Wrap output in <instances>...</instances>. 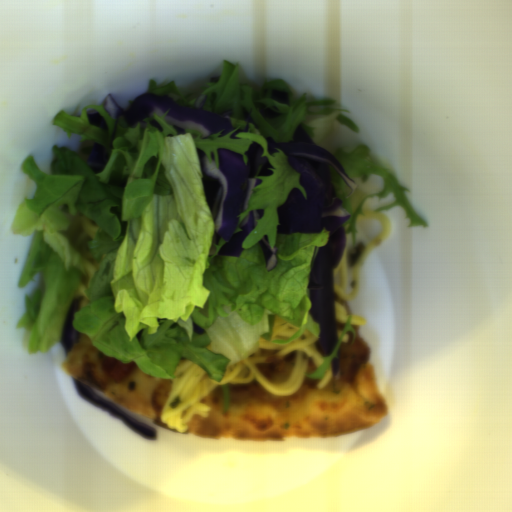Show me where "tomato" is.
I'll list each match as a JSON object with an SVG mask.
<instances>
[{
	"label": "tomato",
	"mask_w": 512,
	"mask_h": 512,
	"mask_svg": "<svg viewBox=\"0 0 512 512\" xmlns=\"http://www.w3.org/2000/svg\"><path fill=\"white\" fill-rule=\"evenodd\" d=\"M136 366L134 361L124 363L107 355L101 363L102 371L108 377L119 383L123 382Z\"/></svg>",
	"instance_id": "tomato-1"
}]
</instances>
